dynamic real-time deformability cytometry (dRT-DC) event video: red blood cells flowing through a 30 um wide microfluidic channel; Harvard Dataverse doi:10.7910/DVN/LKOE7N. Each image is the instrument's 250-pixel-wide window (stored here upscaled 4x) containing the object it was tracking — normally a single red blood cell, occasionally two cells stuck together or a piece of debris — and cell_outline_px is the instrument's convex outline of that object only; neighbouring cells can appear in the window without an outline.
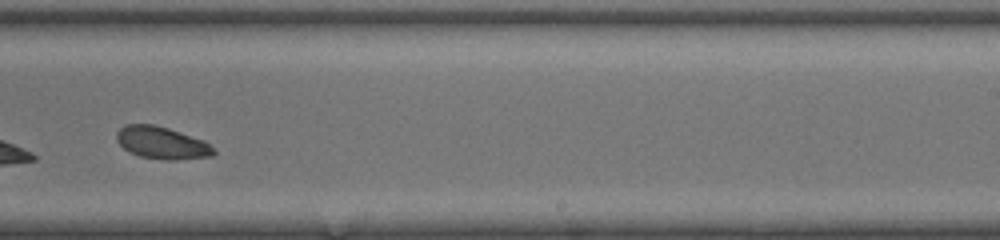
{"species": "common noctule bat (a hibernating species)", "species_latin": "Nyctalus noctula", "temperature_condition": "room temperature", "stored_images_in_passage": 40, "camera_frame_rate_fps": 3000, "um_per_image_px": 0.085, "animal": {"sex": "female", "body_mass_g": 20.0, "forearm_length_mm": 54.0}, "frame": {"image": 1, "passage_image": 23, "time_ms": 7.333, "image_size_px": [1000, 240], "cell_outline_px": [[216, 152], [212, 156], [176, 160], [168, 160], [140, 156], [128, 152], [116, 140], [116, 132], [124, 124], [152, 124], [168, 128], [204, 140]], "centroid_in_image_um": [13.72, 12.13], "position_along_channel_um": 275.3, "area_um2": 18.21}}
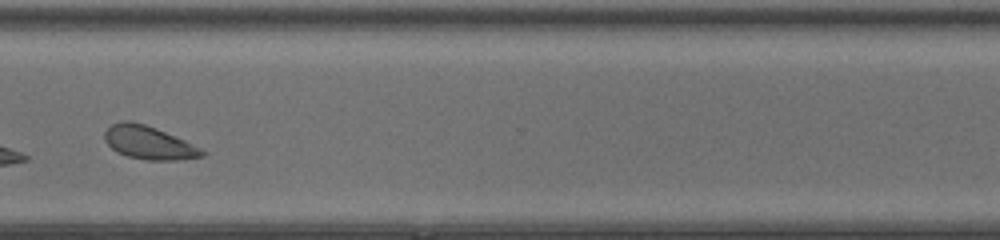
{"frame": {"image": 2, "passage_image": 29, "time_ms": 9.333, "image_size_px": [1000, 240], "cell_outline_px": [[208, 152], [204, 156], [176, 160], [148, 160], [128, 156], [116, 152], [104, 140], [104, 132], [112, 124], [120, 120], [132, 120], [156, 128], [184, 140]], "centroid_in_image_um": [12.63, 12.11], "position_along_channel_um": 358.0, "area_um2": 18.84}, "authors_computed_cell_mechanics": {"area_um2": 19.5653, "velocity_mm_per_s": 4.1188, "shape_relaxation_time_tau1_ms": 1.4905, "shape_relaxation_time_tau2_ms": null, "deformation_change_tau1": 0.0786, "deformation_change_tau2": null}}